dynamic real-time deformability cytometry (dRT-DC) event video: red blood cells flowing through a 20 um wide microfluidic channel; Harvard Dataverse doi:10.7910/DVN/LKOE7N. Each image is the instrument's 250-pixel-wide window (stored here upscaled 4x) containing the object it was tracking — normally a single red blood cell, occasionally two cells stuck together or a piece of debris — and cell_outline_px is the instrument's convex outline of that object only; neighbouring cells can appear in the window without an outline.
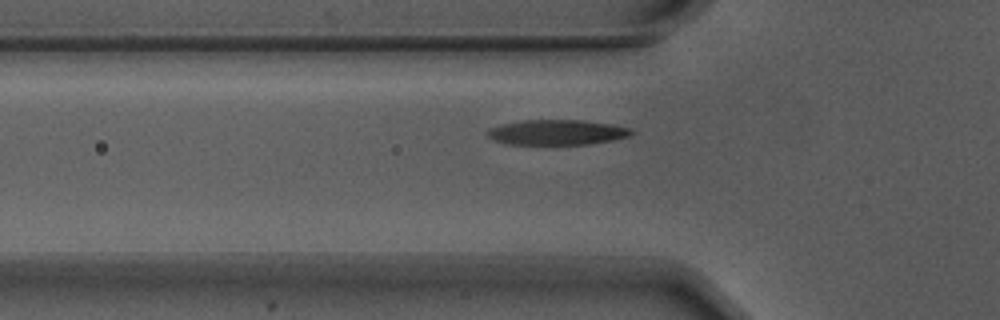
{"species": "Egyptian fruit bat (a non-hibernating species)", "species_latin": "Rousettus aegyptiacus", "temperature_condition": "warm", "stored_images_in_passage": 34, "camera_frame_rate_fps": 3000, "um_per_image_px": 0.085, "animal": {"sex": "male"}, "frame": {"image": 1, "passage_image": 4, "time_ms": 1.0, "image_size_px": [1000, 320], "cell_outline_px": [[636, 132], [628, 136], [612, 140], [588, 144], [508, 144], [492, 140], [484, 132], [500, 124], [524, 120], [580, 120], [612, 124], [632, 128]], "centroid_in_image_um": [47.34, 11.24], "position_along_channel_um": 78.5, "area_um2": 21.15}}
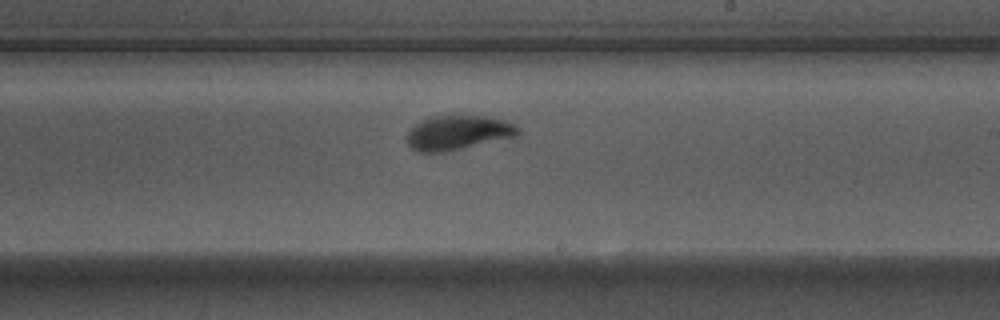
{"frame": {"image": 2, "passage_image": 18, "time_ms": 5.667, "image_size_px": [1000, 320], "cell_outline_px": [[520, 132], [516, 136], [444, 152], [420, 152], [412, 148], [408, 144], [408, 132], [420, 120], [428, 116], [484, 116], [504, 120], [516, 124], [520, 128]], "centroid_in_image_um": [38.94, 11.26], "position_along_channel_um": 250.1, "area_um2": 22.08}}
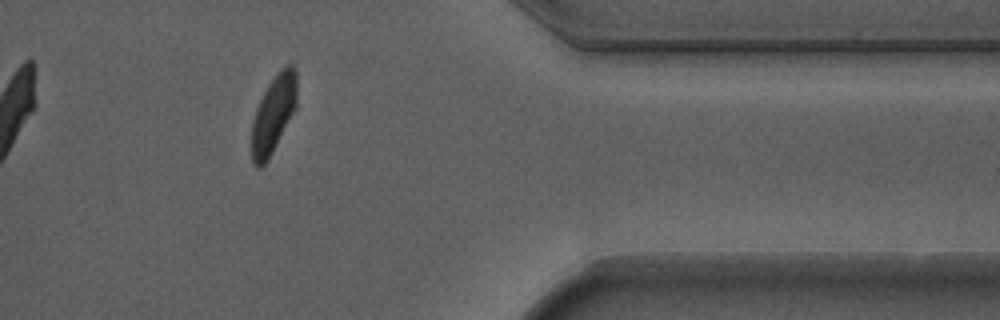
{"frame": {"image": 3, "passage_image": 31, "time_ms": 10.0, "image_size_px": [1000, 320], "cell_outline_px": [[296, 108], [268, 160], [260, 168], [256, 168], [252, 164], [252, 120], [256, 108], [268, 84], [276, 72], [280, 68], [288, 64], [292, 64], [296, 72]], "centroid_in_image_um": [23.23, 9.7], "position_along_channel_um": 388.2, "area_um2": 20.46}, "authors_computed_cell_mechanics": {"area_um2": 22.1085, "velocity_mm_per_s": 3.6723, "shape_relaxation_time_tau1_ms": 1.9334, "shape_relaxation_time_tau2_ms": 0.777, "deformation_change_tau1": 0.1666, "deformation_change_tau2": 0.067}}